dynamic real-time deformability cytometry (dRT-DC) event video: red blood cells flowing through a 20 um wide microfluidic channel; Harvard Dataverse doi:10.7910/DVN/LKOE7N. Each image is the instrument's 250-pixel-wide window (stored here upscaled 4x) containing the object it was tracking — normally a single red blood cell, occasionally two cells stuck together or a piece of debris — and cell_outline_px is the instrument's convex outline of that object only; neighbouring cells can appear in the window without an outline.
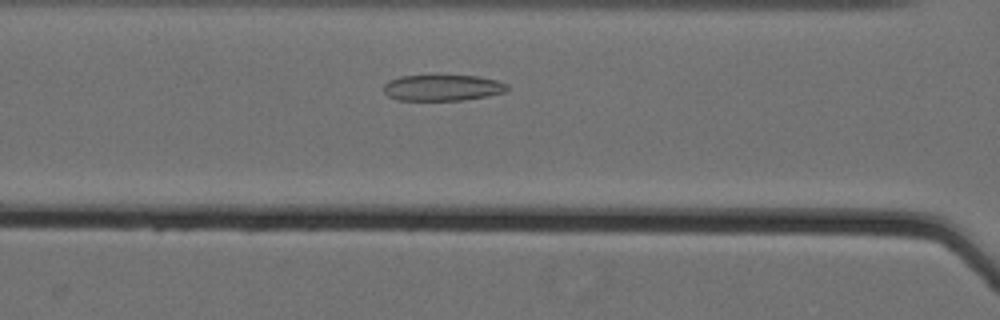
{"species": "Egyptian fruit bat (a non-hibernating species)", "species_latin": "Rousettus aegyptiacus", "temperature_condition": "cold", "stored_images_in_passage": 43, "camera_frame_rate_fps": 3000, "um_per_image_px": 0.085, "animal": {"sex": "female"}, "frame": {"image": 1, "passage_image": 18, "time_ms": 5.667, "image_size_px": [1000, 320], "cell_outline_px": [[508, 88], [504, 92], [488, 96], [464, 100], [396, 100], [388, 96], [384, 92], [384, 84], [388, 80], [400, 76], [476, 76], [496, 80], [508, 84]], "centroid_in_image_um": [37.59, 7.46], "position_along_channel_um": 129.0, "area_um2": 18.73}}
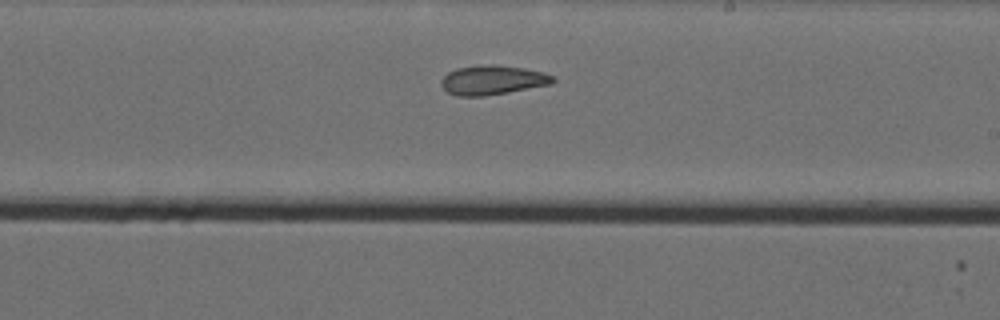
{"frame": {"image": 2, "passage_image": 28, "time_ms": 9.0, "image_size_px": [1000, 320], "cell_outline_px": [[556, 80], [552, 84], [508, 92], [484, 96], [456, 96], [448, 92], [440, 84], [440, 80], [448, 72], [456, 68], [492, 64], [524, 68], [544, 72], [552, 76]], "centroid_in_image_um": [41.86, 6.81], "position_along_channel_um": 247.1, "area_um2": 19.07}}
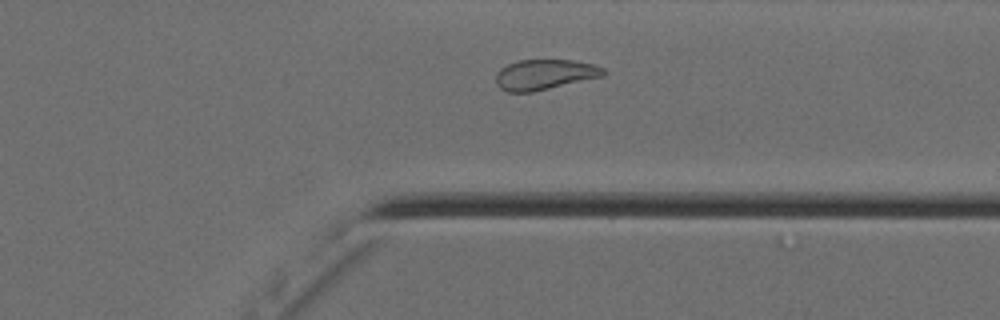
{"frame": {"image": 3, "passage_image": 38, "time_ms": 12.333, "image_size_px": [1000, 320], "cell_outline_px": [[604, 76], [532, 92], [508, 92], [500, 88], [496, 84], [496, 72], [500, 68], [508, 64], [520, 60], [572, 60], [592, 64], [604, 68]], "centroid_in_image_um": [46.26, 6.34], "position_along_channel_um": 365.1, "area_um2": 18.9}}